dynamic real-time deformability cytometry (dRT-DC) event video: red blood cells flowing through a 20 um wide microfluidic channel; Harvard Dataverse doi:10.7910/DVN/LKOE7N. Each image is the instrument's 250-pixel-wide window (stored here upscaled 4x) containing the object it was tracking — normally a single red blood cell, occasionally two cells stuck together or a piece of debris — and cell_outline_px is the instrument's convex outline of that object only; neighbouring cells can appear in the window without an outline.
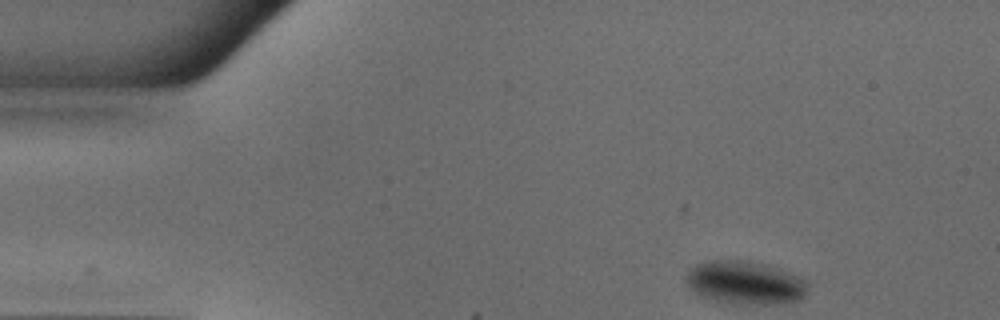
{"species": "common noctule bat (a hibernating species)", "species_latin": "Nyctalus noctula", "temperature_condition": "warm", "stored_images_in_passage": 45, "camera_frame_rate_fps": 3000, "um_per_image_px": 0.085, "animal": {"sex": "male", "body_mass_g": 18.8}, "frame": {"image": 1, "passage_image": 1, "time_ms": 0.0, "image_size_px": [1000, 320], "cell_outline_px": [[808, 288], [804, 296], [800, 300], [776, 304], [736, 304], [716, 300], [704, 296], [696, 292], [688, 284], [684, 276], [696, 264], [708, 260], [748, 260], [768, 264], [780, 268], [804, 280], [808, 284]], "centroid_in_image_um": [63.36, 24.01], "position_along_channel_um": 21.6, "area_um2": 30.63}}
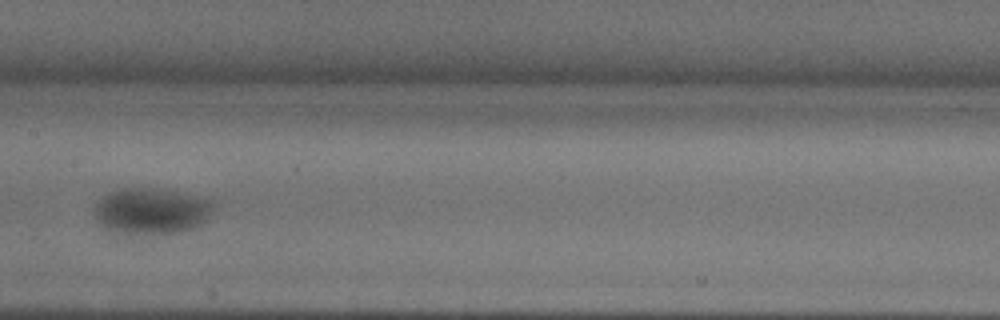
{"frame": {"image": 2, "passage_image": 20, "time_ms": 6.333, "image_size_px": [1000, 320], "cell_outline_px": [[216, 208], [204, 220], [192, 228], [180, 232], [132, 236], [124, 236], [104, 228], [96, 216], [96, 204], [104, 196], [112, 192], [124, 188], [144, 188], [180, 192], [196, 196], [208, 200]], "centroid_in_image_um": [12.84, 17.98], "position_along_channel_um": 194.6, "area_um2": 31.85}}
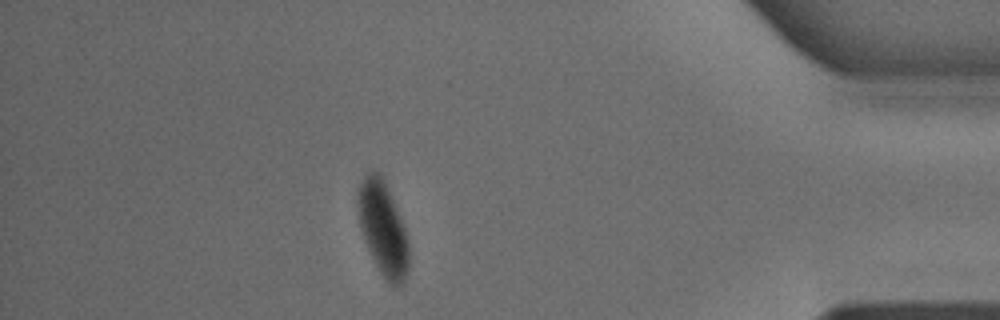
{"frame": {"image": 3, "passage_image": 39, "time_ms": 12.667, "image_size_px": [1000, 320], "cell_outline_px": [[408, 268], [404, 280], [396, 288], [380, 272], [364, 240], [360, 228], [356, 204], [356, 192], [364, 176], [368, 172], [380, 172], [384, 180], [404, 228], [408, 244]], "centroid_in_image_um": [32.5, 19.39], "position_along_channel_um": 402.7, "area_um2": 27.34}}